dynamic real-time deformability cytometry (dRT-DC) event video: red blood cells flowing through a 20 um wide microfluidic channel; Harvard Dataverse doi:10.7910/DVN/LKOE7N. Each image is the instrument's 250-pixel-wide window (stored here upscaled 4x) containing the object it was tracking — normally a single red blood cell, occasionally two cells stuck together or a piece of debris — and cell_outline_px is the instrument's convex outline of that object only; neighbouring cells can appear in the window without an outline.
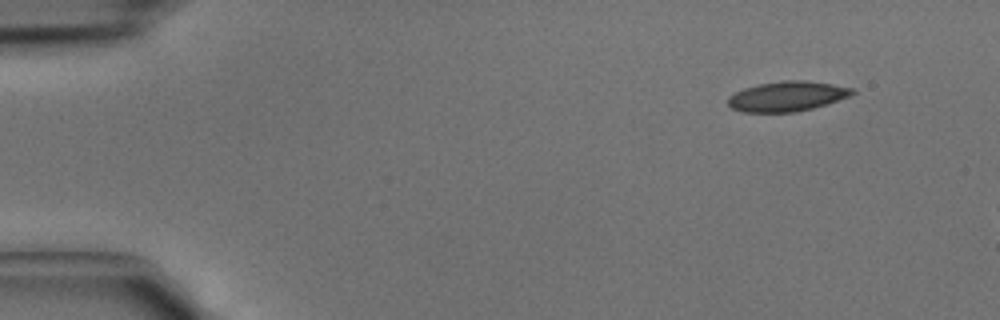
{"species": "common noctule bat (a hibernating species)", "species_latin": "Nyctalus noctula", "temperature_condition": "cold", "stored_images_in_passage": 3, "camera_frame_rate_fps": 3000, "um_per_image_px": 0.085, "animal": {"sex": "male", "body_mass_g": 15.6}, "frame": {"image": 1, "passage_image": 1, "time_ms": 0.0, "image_size_px": [1000, 320], "cell_outline_px": [[856, 92], [848, 96], [812, 108], [796, 112], [744, 112], [732, 108], [728, 104], [728, 96], [744, 88], [760, 84], [784, 80], [804, 80], [832, 84], [856, 88]], "centroid_in_image_um": [66.9, 8.18], "position_along_channel_um": 18.1, "area_um2": 21.5}}